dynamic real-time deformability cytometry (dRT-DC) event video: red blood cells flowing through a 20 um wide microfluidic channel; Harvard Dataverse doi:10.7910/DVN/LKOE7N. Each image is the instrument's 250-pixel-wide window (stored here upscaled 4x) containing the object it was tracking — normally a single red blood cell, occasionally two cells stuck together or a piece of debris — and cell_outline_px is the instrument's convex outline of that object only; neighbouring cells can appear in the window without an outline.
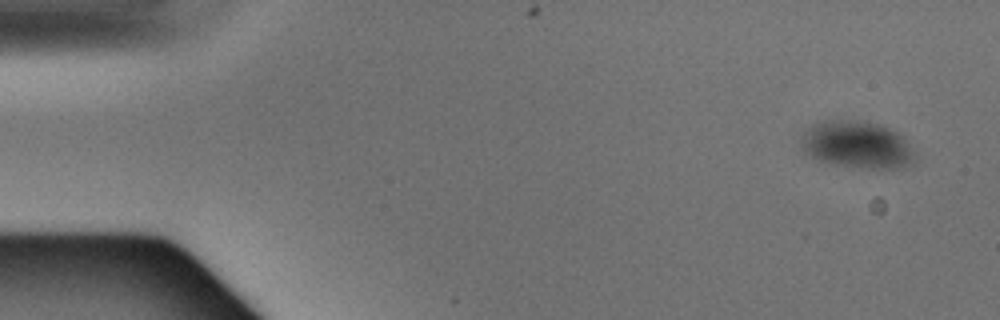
{"species": "Egyptian fruit bat (a non-hibernating species)", "species_latin": "Rousettus aegyptiacus", "temperature_condition": "warm", "stored_images_in_passage": 5, "segment_of_instrument_passage": [1, 2], "camera_frame_rate_fps": 3000, "um_per_image_px": 0.085, "animal": {"sex": "male"}, "frame": {"image": 1, "passage_image": 1, "time_ms": 0.0, "image_size_px": [1000, 320], "cell_outline_px": [[916, 164], [904, 168], [864, 168], [832, 164], [816, 160], [804, 152], [804, 136], [808, 128], [824, 120], [864, 120], [888, 128], [904, 136], [916, 152]], "centroid_in_image_um": [72.96, 12.33], "position_along_channel_um": 12.0, "area_um2": 31.5}}
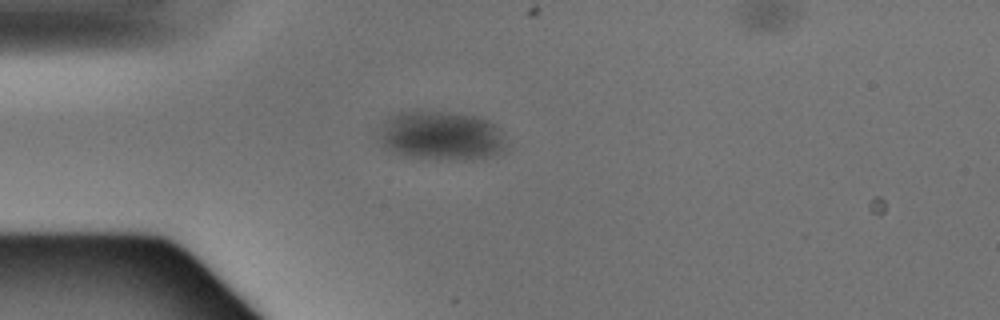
{"frame": {"image": 2, "passage_image": 3, "time_ms": 0.667, "image_size_px": [1000, 320], "cell_outline_px": [[508, 148], [504, 152], [472, 160], [436, 160], [404, 156], [392, 152], [384, 148], [380, 140], [380, 124], [388, 116], [400, 112], [416, 108], [420, 108], [480, 116], [488, 120], [496, 128]], "centroid_in_image_um": [37.43, 11.52], "position_along_channel_um": 47.6, "area_um2": 37.57}}